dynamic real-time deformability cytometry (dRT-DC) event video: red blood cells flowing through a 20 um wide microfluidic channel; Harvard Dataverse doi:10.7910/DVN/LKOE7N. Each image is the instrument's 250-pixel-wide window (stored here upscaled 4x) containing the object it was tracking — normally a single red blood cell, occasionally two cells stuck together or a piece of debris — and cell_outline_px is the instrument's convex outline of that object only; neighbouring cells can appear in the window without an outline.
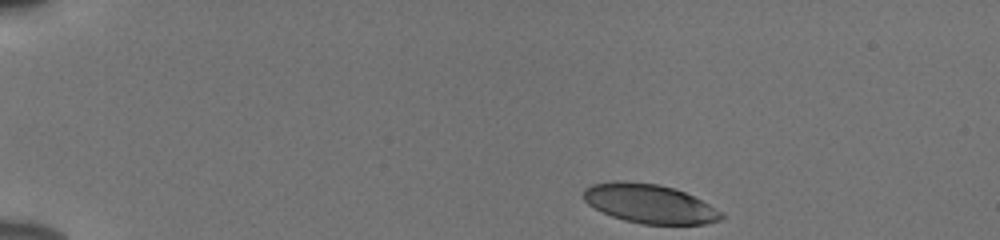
{"species": "human", "species_latin": "Homo sapiens", "temperature_condition": "cold", "stored_images_in_passage": 46, "camera_frame_rate_fps": 3000, "um_per_image_px": 0.085, "donor": {"sex": "male"}, "frame": {"image": 1, "passage_image": 1, "time_ms": 0.0, "image_size_px": [1000, 240], "cell_outline_px": [[724, 216], [720, 220], [704, 224], [644, 224], [624, 220], [612, 216], [588, 204], [584, 200], [584, 188], [592, 184], [616, 180], [624, 180], [656, 184], [676, 188], [708, 204], [720, 212]], "centroid_in_image_um": [55.18, 17.3], "position_along_channel_um": 29.8, "area_um2": 31.1}}
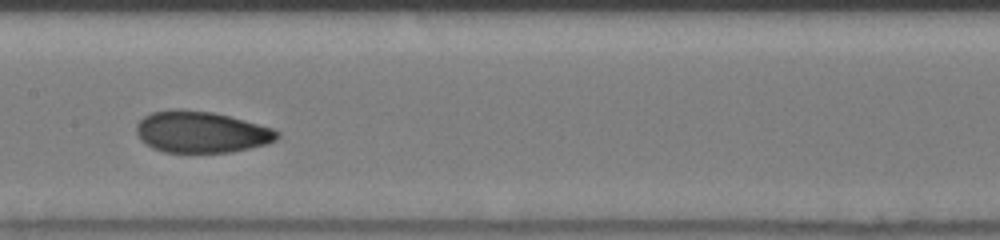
{"frame": {"image": 2, "passage_image": 21, "time_ms": 6.667, "image_size_px": [1000, 240], "cell_outline_px": [[280, 136], [276, 140], [268, 144], [232, 152], [164, 152], [152, 148], [140, 140], [136, 132], [136, 124], [144, 116], [152, 112], [168, 108], [180, 108], [212, 112], [228, 116], [272, 128], [280, 132]], "centroid_in_image_um": [17.08, 11.21], "position_along_channel_um": 190.3, "area_um2": 34.28}}
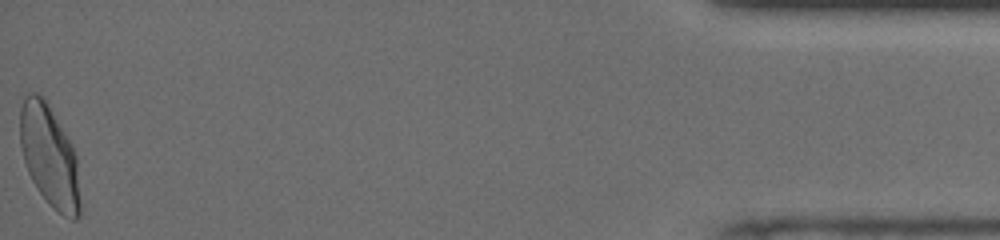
{"frame": {"image": 3, "passage_image": 46, "time_ms": 15.0, "image_size_px": [1000, 240], "cell_outline_px": [[80, 216], [76, 220], [72, 220], [64, 216], [52, 208], [48, 204], [32, 180], [28, 172], [24, 160], [20, 144], [20, 108], [24, 96], [28, 92], [36, 92], [48, 104], [72, 144], [76, 156], [80, 204]], "centroid_in_image_um": [4.2, 13.28], "position_along_channel_um": 431.0, "area_um2": 35.55}, "authors_computed_cell_mechanics": {"area_um2": 33.524, "velocity_mm_per_s": 3.8326, "shape_relaxation_time_tau1_ms": 3.3744, "shape_relaxation_time_tau2_ms": 1.315, "deformation_change_tau1": 0.1344, "deformation_change_tau2": 0.0567}}